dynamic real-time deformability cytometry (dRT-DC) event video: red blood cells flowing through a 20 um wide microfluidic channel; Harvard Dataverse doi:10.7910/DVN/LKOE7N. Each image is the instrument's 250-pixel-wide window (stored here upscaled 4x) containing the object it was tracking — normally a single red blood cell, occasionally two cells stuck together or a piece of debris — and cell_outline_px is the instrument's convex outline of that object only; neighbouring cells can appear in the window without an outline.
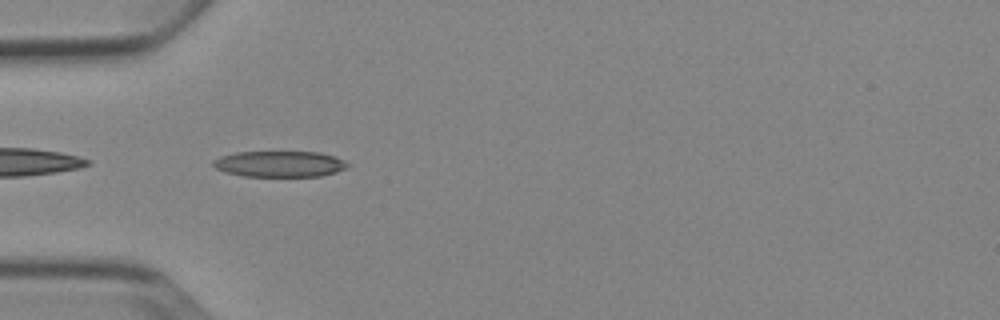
{"species": "Egyptian fruit bat (a non-hibernating species)", "species_latin": "Rousettus aegyptiacus", "temperature_condition": "cold", "stored_images_in_passage": 5, "segment_of_instrument_passage": [2, 2], "camera_frame_rate_fps": 3000, "um_per_image_px": 0.085, "animal": {"sex": "female"}, "frame": {"image": 1, "passage_image": 4, "time_ms": 4.667, "image_size_px": [1000, 320], "cell_outline_px": [[352, 164], [348, 168], [336, 172], [320, 176], [244, 176], [224, 172], [216, 168], [212, 164], [212, 160], [220, 156], [236, 152], [320, 152], [336, 156]], "centroid_in_image_um": [23.8, 13.93], "position_along_channel_um": 61.2, "area_um2": 20.58}}
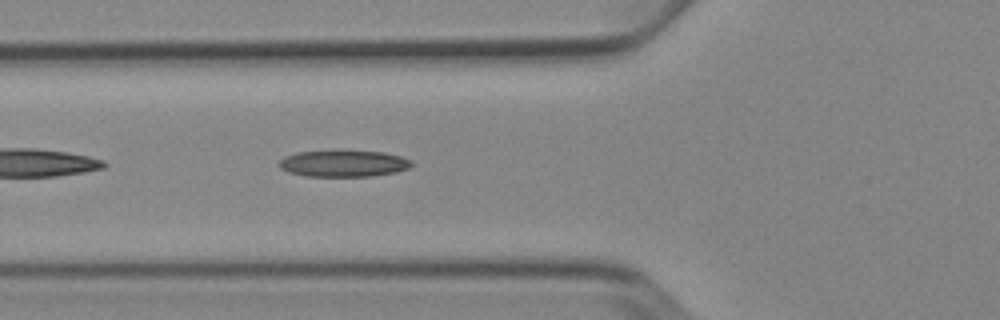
{"frame": {"image": 2, "passage_image": 5, "time_ms": 5.667, "image_size_px": [1000, 320], "cell_outline_px": [[412, 164], [408, 168], [396, 172], [372, 176], [304, 176], [288, 172], [280, 168], [280, 160], [284, 156], [296, 152], [336, 148], [384, 152], [400, 156], [412, 160]], "centroid_in_image_um": [29.17, 13.85], "position_along_channel_um": 96.6, "area_um2": 21.33}}